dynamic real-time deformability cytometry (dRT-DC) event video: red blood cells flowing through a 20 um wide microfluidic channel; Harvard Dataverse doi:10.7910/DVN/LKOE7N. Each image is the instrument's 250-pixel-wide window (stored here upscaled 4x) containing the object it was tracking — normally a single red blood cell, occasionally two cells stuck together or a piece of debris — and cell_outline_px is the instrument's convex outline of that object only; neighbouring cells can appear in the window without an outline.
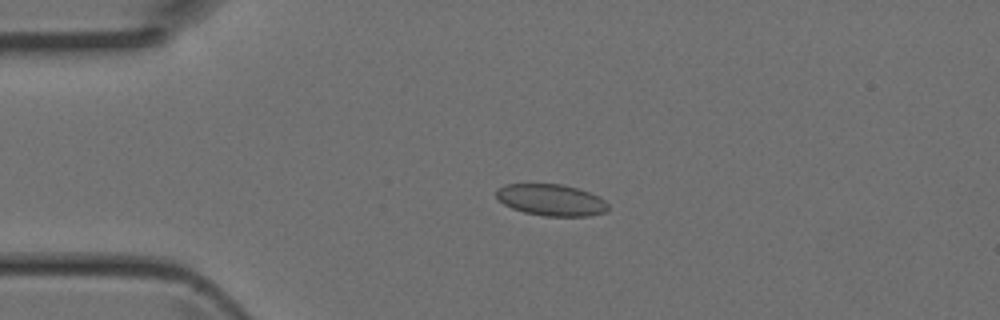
{"species": "Egyptian fruit bat (a non-hibernating species)", "species_latin": "Rousettus aegyptiacus", "temperature_condition": "room temperature", "stored_images_in_passage": 45, "camera_frame_rate_fps": 3000, "um_per_image_px": 0.085, "animal": {"sex": "female"}, "frame": {"image": 1, "passage_image": 10, "time_ms": 3.0, "image_size_px": [1000, 320], "cell_outline_px": [[608, 208], [604, 212], [588, 216], [544, 216], [524, 212], [512, 208], [504, 204], [496, 196], [496, 188], [504, 184], [564, 184], [600, 196], [608, 204]], "centroid_in_image_um": [46.84, 16.99], "position_along_channel_um": 38.2, "area_um2": 20.58}}
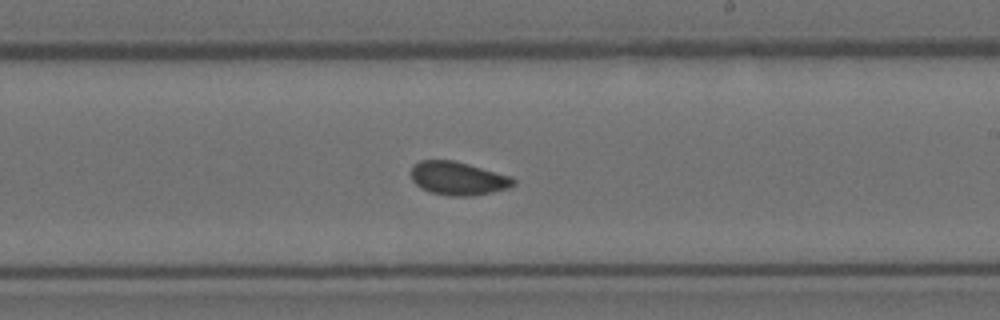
{"frame": {"image": 2, "passage_image": 26, "time_ms": 8.333, "image_size_px": [1000, 320], "cell_outline_px": [[516, 184], [508, 188], [492, 192], [472, 196], [452, 196], [432, 192], [420, 188], [412, 180], [412, 164], [420, 160], [452, 160], [468, 164], [512, 176], [516, 180]], "centroid_in_image_um": [38.95, 15.16], "position_along_channel_um": 250.1, "area_um2": 19.94}}
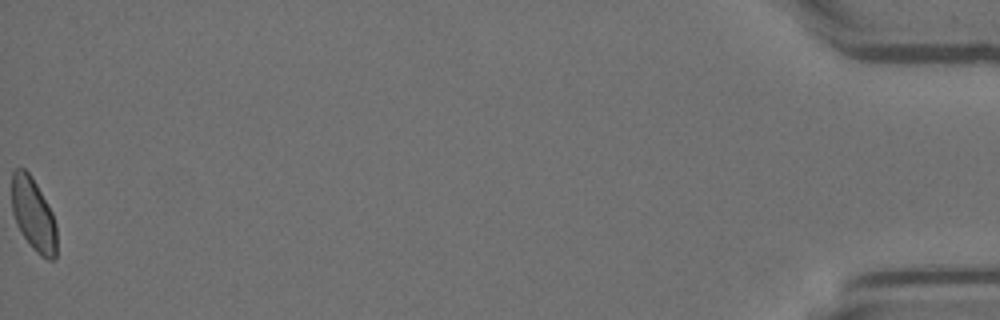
{"frame": {"image": 3, "passage_image": 45, "time_ms": 14.667, "image_size_px": [1000, 320], "cell_outline_px": [[56, 256], [52, 260], [48, 260], [40, 256], [32, 248], [20, 232], [16, 224], [12, 212], [12, 172], [16, 168], [24, 168], [32, 176], [52, 212], [56, 224]], "centroid_in_image_um": [2.83, 18.25], "position_along_channel_um": 432.4, "area_um2": 19.25}}